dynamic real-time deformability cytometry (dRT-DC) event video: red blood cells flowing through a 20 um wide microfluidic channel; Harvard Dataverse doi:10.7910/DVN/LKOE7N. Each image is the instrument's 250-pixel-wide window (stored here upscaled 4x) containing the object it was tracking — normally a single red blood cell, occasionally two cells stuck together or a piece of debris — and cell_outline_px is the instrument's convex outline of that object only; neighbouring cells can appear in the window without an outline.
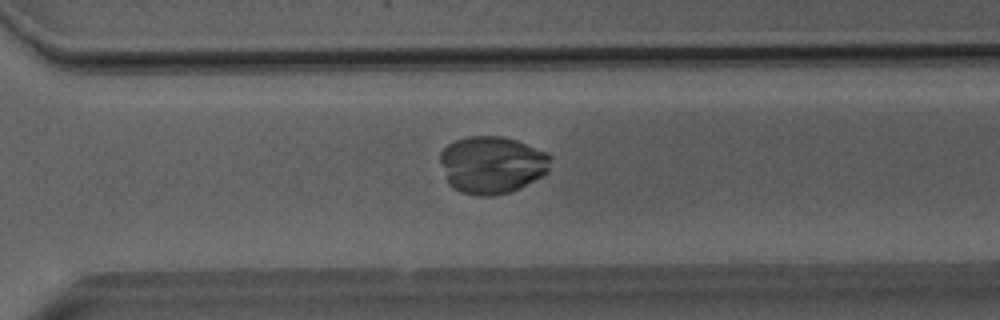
{"species": "Egyptian fruit bat (a non-hibernating species)", "species_latin": "Rousettus aegyptiacus", "temperature_condition": "room temperature", "stored_images_in_passage": 44, "camera_frame_rate_fps": 3000, "um_per_image_px": 0.085, "animal": {"sex": "male"}, "frame": {"image": 1, "passage_image": 32, "time_ms": 10.333, "image_size_px": [1000, 320], "cell_outline_px": [[552, 156], [548, 172], [508, 192], [492, 196], [480, 196], [460, 192], [452, 188], [448, 184], [440, 160], [440, 152], [448, 144], [456, 140], [468, 136], [504, 136], [516, 140], [548, 152]], "centroid_in_image_um": [41.8, 13.99], "position_along_channel_um": 328.8, "area_um2": 36.82}}